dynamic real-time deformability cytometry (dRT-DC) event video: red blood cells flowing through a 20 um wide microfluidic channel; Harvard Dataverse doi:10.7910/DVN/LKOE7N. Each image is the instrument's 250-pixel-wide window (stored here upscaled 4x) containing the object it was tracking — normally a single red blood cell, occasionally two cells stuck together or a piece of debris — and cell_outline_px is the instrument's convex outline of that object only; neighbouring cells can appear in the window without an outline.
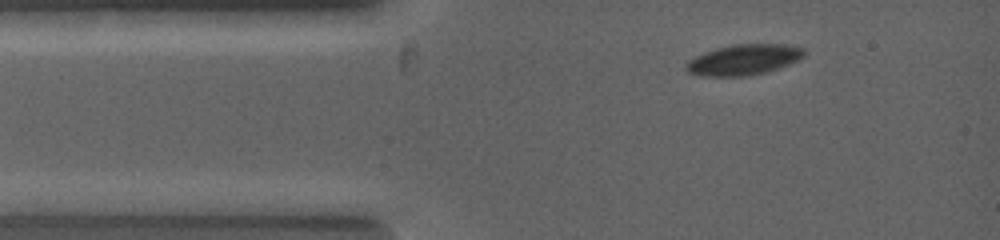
{"species": "common noctule bat (a hibernating species)", "species_latin": "Nyctalus noctula", "temperature_condition": "warm", "stored_images_in_passage": 12, "camera_frame_rate_fps": 5000, "um_per_image_px": 0.085, "animal": {"sex": "female", "body_mass_g": 19.0, "forearm_length_mm": 53.3}, "frame": {"image": 1, "passage_image": 6, "time_ms": 0.6, "image_size_px": [1000, 240], "cell_outline_px": [[804, 56], [788, 64], [764, 72], [744, 76], [700, 76], [688, 72], [688, 60], [696, 56], [716, 48], [732, 44], [784, 44], [804, 48]], "centroid_in_image_um": [63.21, 5.06], "position_along_channel_um": 21.8, "area_um2": 20.63}}
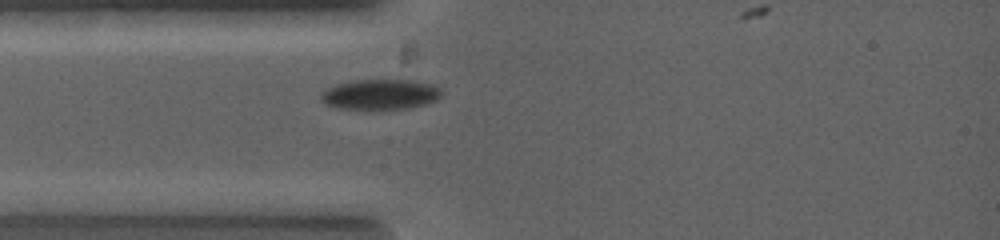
{"frame": {"image": 2, "passage_image": 11, "time_ms": 1.6, "image_size_px": [1000, 240], "cell_outline_px": [[440, 96], [436, 100], [424, 104], [404, 108], [340, 108], [328, 104], [320, 96], [328, 88], [336, 84], [364, 80], [408, 80], [432, 84], [440, 88]], "centroid_in_image_um": [32.37, 8.01], "position_along_channel_um": 52.6, "area_um2": 20.4}}